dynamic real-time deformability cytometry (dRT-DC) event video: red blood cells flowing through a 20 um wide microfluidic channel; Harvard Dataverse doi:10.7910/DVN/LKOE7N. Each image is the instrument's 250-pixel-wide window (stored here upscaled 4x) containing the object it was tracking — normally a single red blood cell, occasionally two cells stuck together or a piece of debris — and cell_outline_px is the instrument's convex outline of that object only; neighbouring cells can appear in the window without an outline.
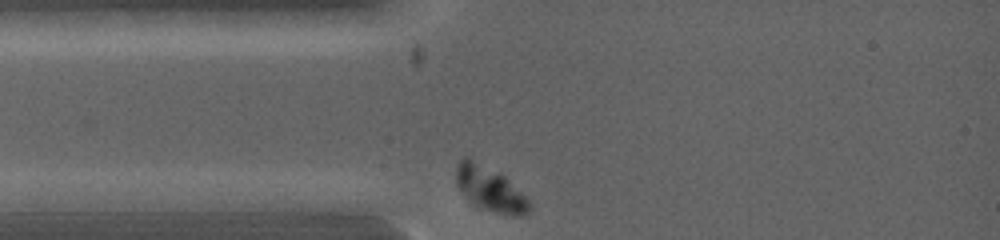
{"species": "common noctule bat (a hibernating species)", "species_latin": "Nyctalus noctula", "temperature_condition": "warm", "stored_images_in_passage": 30, "camera_frame_rate_fps": 5000, "um_per_image_px": 0.085, "animal": {"sex": "female", "body_mass_g": 19.0, "forearm_length_mm": 53.3}, "frame": {"image": 1, "passage_image": 1, "time_ms": 0.0, "image_size_px": [1000, 240], "cell_outline_px": [[532, 208], [528, 212], [520, 216], [512, 216], [476, 208], [472, 204], [456, 184], [456, 168], [460, 160], [464, 156], [468, 156], [504, 176], [532, 204]], "centroid_in_image_um": [41.63, 16.08], "position_along_channel_um": 43.4, "area_um2": 19.02}}
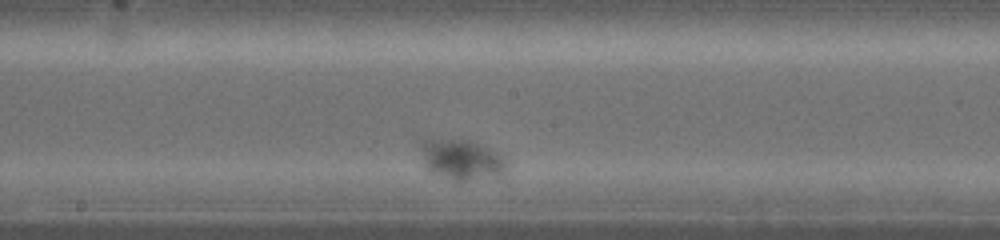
{"frame": {"image": 2, "passage_image": 16, "time_ms": 3.2, "image_size_px": [1000, 240], "cell_outline_px": [[508, 168], [500, 176], [468, 180], [456, 180], [428, 172], [424, 164], [420, 148], [420, 140], [468, 140], [480, 144], [496, 152], [508, 160]], "centroid_in_image_um": [39.25, 13.58], "position_along_channel_um": 209.0, "area_um2": 20.17}}
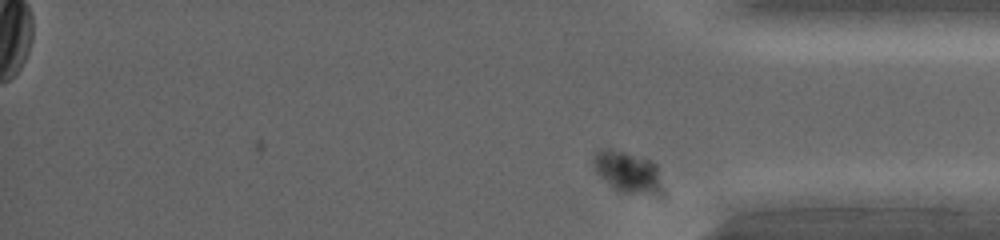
{"frame": {"image": 3, "passage_image": 30, "time_ms": 6.4, "image_size_px": [1000, 240], "cell_outline_px": [[668, 196], [656, 196], [624, 192], [616, 188], [600, 176], [596, 172], [592, 160], [592, 156], [596, 152], [608, 148], [612, 148], [652, 160], [656, 164]], "centroid_in_image_um": [53.48, 14.66], "position_along_channel_um": 381.7, "area_um2": 17.17}}